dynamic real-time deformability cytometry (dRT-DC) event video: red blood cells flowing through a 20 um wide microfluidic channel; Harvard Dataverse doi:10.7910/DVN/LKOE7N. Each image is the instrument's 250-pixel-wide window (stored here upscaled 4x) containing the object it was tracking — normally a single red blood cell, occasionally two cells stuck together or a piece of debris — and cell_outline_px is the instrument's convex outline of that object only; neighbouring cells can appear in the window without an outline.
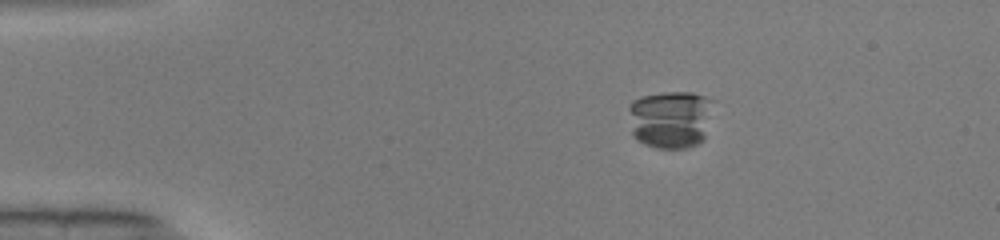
{"species": "common noctule bat (a hibernating species)", "species_latin": "Nyctalus noctula", "temperature_condition": "warm", "stored_images_in_passage": 53, "segment_of_instrument_passage": [1, 2], "camera_frame_rate_fps": 3000, "um_per_image_px": 0.085, "animal": {"sex": "male", "body_mass_g": 19.0, "forearm_length_mm": 50.8}, "frame": {"image": 1, "passage_image": 9, "time_ms": 2.667, "image_size_px": [1000, 240], "cell_outline_px": [[716, 100], [704, 136], [696, 144], [684, 148], [656, 148], [644, 144], [632, 132], [628, 108], [628, 104], [632, 100], [640, 96], [664, 92], [692, 92]], "centroid_in_image_um": [57.0, 10.09], "position_along_channel_um": 28.0, "area_um2": 28.84}}